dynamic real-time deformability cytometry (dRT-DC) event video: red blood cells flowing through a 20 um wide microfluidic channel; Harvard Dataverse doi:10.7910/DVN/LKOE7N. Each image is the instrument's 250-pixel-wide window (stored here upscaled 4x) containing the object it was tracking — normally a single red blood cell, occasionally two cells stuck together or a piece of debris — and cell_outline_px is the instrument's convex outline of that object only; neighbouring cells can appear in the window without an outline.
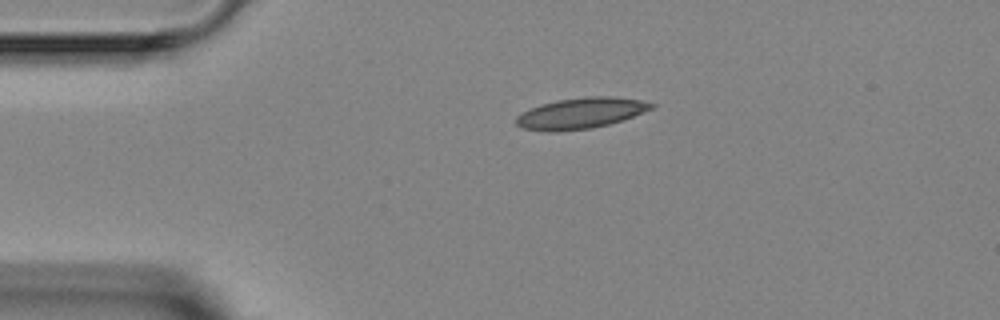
{"species": "Egyptian fruit bat (a non-hibernating species)", "species_latin": "Rousettus aegyptiacus", "temperature_condition": "room temperature", "stored_images_in_passage": 2, "camera_frame_rate_fps": 3000, "um_per_image_px": 0.085, "animal": {"sex": "female"}, "frame": {"image": 1, "passage_image": 1, "time_ms": 0.0, "image_size_px": [1000, 320], "cell_outline_px": [[656, 104], [652, 108], [632, 116], [608, 124], [592, 128], [556, 132], [548, 132], [524, 128], [516, 124], [516, 116], [540, 104], [556, 100], [588, 96], [612, 96], [640, 100]], "centroid_in_image_um": [49.34, 9.62], "position_along_channel_um": 35.7, "area_um2": 24.1}}